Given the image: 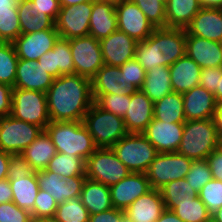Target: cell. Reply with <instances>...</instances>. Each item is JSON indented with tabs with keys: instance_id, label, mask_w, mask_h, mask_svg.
Instances as JSON below:
<instances>
[{
	"instance_id": "obj_67",
	"label": "cell",
	"mask_w": 222,
	"mask_h": 222,
	"mask_svg": "<svg viewBox=\"0 0 222 222\" xmlns=\"http://www.w3.org/2000/svg\"><path fill=\"white\" fill-rule=\"evenodd\" d=\"M120 222H131L126 216H124Z\"/></svg>"
},
{
	"instance_id": "obj_14",
	"label": "cell",
	"mask_w": 222,
	"mask_h": 222,
	"mask_svg": "<svg viewBox=\"0 0 222 222\" xmlns=\"http://www.w3.org/2000/svg\"><path fill=\"white\" fill-rule=\"evenodd\" d=\"M115 9L119 31L137 42L144 41L153 33L155 27L134 2L125 0Z\"/></svg>"
},
{
	"instance_id": "obj_28",
	"label": "cell",
	"mask_w": 222,
	"mask_h": 222,
	"mask_svg": "<svg viewBox=\"0 0 222 222\" xmlns=\"http://www.w3.org/2000/svg\"><path fill=\"white\" fill-rule=\"evenodd\" d=\"M17 11L21 34L39 32L45 29H56L55 22L45 11L31 6V0H18Z\"/></svg>"
},
{
	"instance_id": "obj_26",
	"label": "cell",
	"mask_w": 222,
	"mask_h": 222,
	"mask_svg": "<svg viewBox=\"0 0 222 222\" xmlns=\"http://www.w3.org/2000/svg\"><path fill=\"white\" fill-rule=\"evenodd\" d=\"M169 68L172 91L183 94L199 85L201 67L187 55L178 59Z\"/></svg>"
},
{
	"instance_id": "obj_40",
	"label": "cell",
	"mask_w": 222,
	"mask_h": 222,
	"mask_svg": "<svg viewBox=\"0 0 222 222\" xmlns=\"http://www.w3.org/2000/svg\"><path fill=\"white\" fill-rule=\"evenodd\" d=\"M20 35L17 5L12 9H0V41L13 42Z\"/></svg>"
},
{
	"instance_id": "obj_38",
	"label": "cell",
	"mask_w": 222,
	"mask_h": 222,
	"mask_svg": "<svg viewBox=\"0 0 222 222\" xmlns=\"http://www.w3.org/2000/svg\"><path fill=\"white\" fill-rule=\"evenodd\" d=\"M173 212L184 222H209L211 220V214L199 196L184 203H177Z\"/></svg>"
},
{
	"instance_id": "obj_53",
	"label": "cell",
	"mask_w": 222,
	"mask_h": 222,
	"mask_svg": "<svg viewBox=\"0 0 222 222\" xmlns=\"http://www.w3.org/2000/svg\"><path fill=\"white\" fill-rule=\"evenodd\" d=\"M207 161L212 173V179L222 181V149L218 147L211 152L207 157Z\"/></svg>"
},
{
	"instance_id": "obj_24",
	"label": "cell",
	"mask_w": 222,
	"mask_h": 222,
	"mask_svg": "<svg viewBox=\"0 0 222 222\" xmlns=\"http://www.w3.org/2000/svg\"><path fill=\"white\" fill-rule=\"evenodd\" d=\"M186 31L193 36L222 42V9L202 7Z\"/></svg>"
},
{
	"instance_id": "obj_15",
	"label": "cell",
	"mask_w": 222,
	"mask_h": 222,
	"mask_svg": "<svg viewBox=\"0 0 222 222\" xmlns=\"http://www.w3.org/2000/svg\"><path fill=\"white\" fill-rule=\"evenodd\" d=\"M59 33L56 29H45L39 32L21 34L12 43L19 59L37 61L46 52L52 50Z\"/></svg>"
},
{
	"instance_id": "obj_44",
	"label": "cell",
	"mask_w": 222,
	"mask_h": 222,
	"mask_svg": "<svg viewBox=\"0 0 222 222\" xmlns=\"http://www.w3.org/2000/svg\"><path fill=\"white\" fill-rule=\"evenodd\" d=\"M185 179L192 186L191 188L199 193L202 187L212 179L207 159L194 160Z\"/></svg>"
},
{
	"instance_id": "obj_55",
	"label": "cell",
	"mask_w": 222,
	"mask_h": 222,
	"mask_svg": "<svg viewBox=\"0 0 222 222\" xmlns=\"http://www.w3.org/2000/svg\"><path fill=\"white\" fill-rule=\"evenodd\" d=\"M12 91V87L0 83V116L11 114Z\"/></svg>"
},
{
	"instance_id": "obj_33",
	"label": "cell",
	"mask_w": 222,
	"mask_h": 222,
	"mask_svg": "<svg viewBox=\"0 0 222 222\" xmlns=\"http://www.w3.org/2000/svg\"><path fill=\"white\" fill-rule=\"evenodd\" d=\"M8 180L13 192L12 201L18 207L31 213L34 208L35 198L40 190L36 178V172L22 179L19 178Z\"/></svg>"
},
{
	"instance_id": "obj_35",
	"label": "cell",
	"mask_w": 222,
	"mask_h": 222,
	"mask_svg": "<svg viewBox=\"0 0 222 222\" xmlns=\"http://www.w3.org/2000/svg\"><path fill=\"white\" fill-rule=\"evenodd\" d=\"M191 187L185 178L171 181L163 186L159 191L165 209L173 211L177 207V203H184L198 196V192Z\"/></svg>"
},
{
	"instance_id": "obj_43",
	"label": "cell",
	"mask_w": 222,
	"mask_h": 222,
	"mask_svg": "<svg viewBox=\"0 0 222 222\" xmlns=\"http://www.w3.org/2000/svg\"><path fill=\"white\" fill-rule=\"evenodd\" d=\"M210 214L222 207V181L211 179L198 193Z\"/></svg>"
},
{
	"instance_id": "obj_25",
	"label": "cell",
	"mask_w": 222,
	"mask_h": 222,
	"mask_svg": "<svg viewBox=\"0 0 222 222\" xmlns=\"http://www.w3.org/2000/svg\"><path fill=\"white\" fill-rule=\"evenodd\" d=\"M119 67L103 65L91 78L93 99L97 95L118 94L128 95L132 89L128 87L121 76Z\"/></svg>"
},
{
	"instance_id": "obj_17",
	"label": "cell",
	"mask_w": 222,
	"mask_h": 222,
	"mask_svg": "<svg viewBox=\"0 0 222 222\" xmlns=\"http://www.w3.org/2000/svg\"><path fill=\"white\" fill-rule=\"evenodd\" d=\"M109 189L113 207L124 211L138 197L150 191L151 186L146 173L131 172Z\"/></svg>"
},
{
	"instance_id": "obj_5",
	"label": "cell",
	"mask_w": 222,
	"mask_h": 222,
	"mask_svg": "<svg viewBox=\"0 0 222 222\" xmlns=\"http://www.w3.org/2000/svg\"><path fill=\"white\" fill-rule=\"evenodd\" d=\"M83 123L97 148H111L128 134L123 117L105 111L95 103L85 114Z\"/></svg>"
},
{
	"instance_id": "obj_34",
	"label": "cell",
	"mask_w": 222,
	"mask_h": 222,
	"mask_svg": "<svg viewBox=\"0 0 222 222\" xmlns=\"http://www.w3.org/2000/svg\"><path fill=\"white\" fill-rule=\"evenodd\" d=\"M154 118L167 123L185 122L183 96L172 91L154 103Z\"/></svg>"
},
{
	"instance_id": "obj_29",
	"label": "cell",
	"mask_w": 222,
	"mask_h": 222,
	"mask_svg": "<svg viewBox=\"0 0 222 222\" xmlns=\"http://www.w3.org/2000/svg\"><path fill=\"white\" fill-rule=\"evenodd\" d=\"M80 200L91 214H97L113 208L108 186L89 180L84 181Z\"/></svg>"
},
{
	"instance_id": "obj_65",
	"label": "cell",
	"mask_w": 222,
	"mask_h": 222,
	"mask_svg": "<svg viewBox=\"0 0 222 222\" xmlns=\"http://www.w3.org/2000/svg\"><path fill=\"white\" fill-rule=\"evenodd\" d=\"M211 220L213 222H222V207L211 214Z\"/></svg>"
},
{
	"instance_id": "obj_39",
	"label": "cell",
	"mask_w": 222,
	"mask_h": 222,
	"mask_svg": "<svg viewBox=\"0 0 222 222\" xmlns=\"http://www.w3.org/2000/svg\"><path fill=\"white\" fill-rule=\"evenodd\" d=\"M55 217L60 222H88L89 212L80 197H75L58 204Z\"/></svg>"
},
{
	"instance_id": "obj_12",
	"label": "cell",
	"mask_w": 222,
	"mask_h": 222,
	"mask_svg": "<svg viewBox=\"0 0 222 222\" xmlns=\"http://www.w3.org/2000/svg\"><path fill=\"white\" fill-rule=\"evenodd\" d=\"M93 2L61 7L55 20L60 38L72 39L89 35Z\"/></svg>"
},
{
	"instance_id": "obj_27",
	"label": "cell",
	"mask_w": 222,
	"mask_h": 222,
	"mask_svg": "<svg viewBox=\"0 0 222 222\" xmlns=\"http://www.w3.org/2000/svg\"><path fill=\"white\" fill-rule=\"evenodd\" d=\"M117 30L118 22L115 6L98 0L93 1L89 35L100 41Z\"/></svg>"
},
{
	"instance_id": "obj_56",
	"label": "cell",
	"mask_w": 222,
	"mask_h": 222,
	"mask_svg": "<svg viewBox=\"0 0 222 222\" xmlns=\"http://www.w3.org/2000/svg\"><path fill=\"white\" fill-rule=\"evenodd\" d=\"M13 192L9 183V180H0V204L12 201Z\"/></svg>"
},
{
	"instance_id": "obj_3",
	"label": "cell",
	"mask_w": 222,
	"mask_h": 222,
	"mask_svg": "<svg viewBox=\"0 0 222 222\" xmlns=\"http://www.w3.org/2000/svg\"><path fill=\"white\" fill-rule=\"evenodd\" d=\"M44 130L57 152L68 153L86 161L97 149L83 121H51Z\"/></svg>"
},
{
	"instance_id": "obj_41",
	"label": "cell",
	"mask_w": 222,
	"mask_h": 222,
	"mask_svg": "<svg viewBox=\"0 0 222 222\" xmlns=\"http://www.w3.org/2000/svg\"><path fill=\"white\" fill-rule=\"evenodd\" d=\"M144 13L155 27H166V6L160 0H130Z\"/></svg>"
},
{
	"instance_id": "obj_63",
	"label": "cell",
	"mask_w": 222,
	"mask_h": 222,
	"mask_svg": "<svg viewBox=\"0 0 222 222\" xmlns=\"http://www.w3.org/2000/svg\"><path fill=\"white\" fill-rule=\"evenodd\" d=\"M32 222H60L55 216L32 218Z\"/></svg>"
},
{
	"instance_id": "obj_1",
	"label": "cell",
	"mask_w": 222,
	"mask_h": 222,
	"mask_svg": "<svg viewBox=\"0 0 222 222\" xmlns=\"http://www.w3.org/2000/svg\"><path fill=\"white\" fill-rule=\"evenodd\" d=\"M46 98L50 121H83L94 103L91 79L78 74L54 78Z\"/></svg>"
},
{
	"instance_id": "obj_50",
	"label": "cell",
	"mask_w": 222,
	"mask_h": 222,
	"mask_svg": "<svg viewBox=\"0 0 222 222\" xmlns=\"http://www.w3.org/2000/svg\"><path fill=\"white\" fill-rule=\"evenodd\" d=\"M220 78H222V67L201 68L199 85L214 95L218 91Z\"/></svg>"
},
{
	"instance_id": "obj_16",
	"label": "cell",
	"mask_w": 222,
	"mask_h": 222,
	"mask_svg": "<svg viewBox=\"0 0 222 222\" xmlns=\"http://www.w3.org/2000/svg\"><path fill=\"white\" fill-rule=\"evenodd\" d=\"M184 122L167 123L155 118L142 133L158 153L177 152L183 136Z\"/></svg>"
},
{
	"instance_id": "obj_11",
	"label": "cell",
	"mask_w": 222,
	"mask_h": 222,
	"mask_svg": "<svg viewBox=\"0 0 222 222\" xmlns=\"http://www.w3.org/2000/svg\"><path fill=\"white\" fill-rule=\"evenodd\" d=\"M74 74L92 78L104 65L101 45L93 36L69 39Z\"/></svg>"
},
{
	"instance_id": "obj_59",
	"label": "cell",
	"mask_w": 222,
	"mask_h": 222,
	"mask_svg": "<svg viewBox=\"0 0 222 222\" xmlns=\"http://www.w3.org/2000/svg\"><path fill=\"white\" fill-rule=\"evenodd\" d=\"M156 222H184L172 210L165 209Z\"/></svg>"
},
{
	"instance_id": "obj_62",
	"label": "cell",
	"mask_w": 222,
	"mask_h": 222,
	"mask_svg": "<svg viewBox=\"0 0 222 222\" xmlns=\"http://www.w3.org/2000/svg\"><path fill=\"white\" fill-rule=\"evenodd\" d=\"M18 3V0H0V9H12Z\"/></svg>"
},
{
	"instance_id": "obj_49",
	"label": "cell",
	"mask_w": 222,
	"mask_h": 222,
	"mask_svg": "<svg viewBox=\"0 0 222 222\" xmlns=\"http://www.w3.org/2000/svg\"><path fill=\"white\" fill-rule=\"evenodd\" d=\"M7 171V179H22L35 173L31 164L21 154H10Z\"/></svg>"
},
{
	"instance_id": "obj_64",
	"label": "cell",
	"mask_w": 222,
	"mask_h": 222,
	"mask_svg": "<svg viewBox=\"0 0 222 222\" xmlns=\"http://www.w3.org/2000/svg\"><path fill=\"white\" fill-rule=\"evenodd\" d=\"M217 103H222V78L218 82V91L214 94Z\"/></svg>"
},
{
	"instance_id": "obj_23",
	"label": "cell",
	"mask_w": 222,
	"mask_h": 222,
	"mask_svg": "<svg viewBox=\"0 0 222 222\" xmlns=\"http://www.w3.org/2000/svg\"><path fill=\"white\" fill-rule=\"evenodd\" d=\"M54 80L34 60L19 59L13 88L37 90L46 93Z\"/></svg>"
},
{
	"instance_id": "obj_4",
	"label": "cell",
	"mask_w": 222,
	"mask_h": 222,
	"mask_svg": "<svg viewBox=\"0 0 222 222\" xmlns=\"http://www.w3.org/2000/svg\"><path fill=\"white\" fill-rule=\"evenodd\" d=\"M220 138L212 118L185 121L178 153L189 159H207L219 147Z\"/></svg>"
},
{
	"instance_id": "obj_19",
	"label": "cell",
	"mask_w": 222,
	"mask_h": 222,
	"mask_svg": "<svg viewBox=\"0 0 222 222\" xmlns=\"http://www.w3.org/2000/svg\"><path fill=\"white\" fill-rule=\"evenodd\" d=\"M154 102L141 90H133L123 117L128 133H143L154 118Z\"/></svg>"
},
{
	"instance_id": "obj_7",
	"label": "cell",
	"mask_w": 222,
	"mask_h": 222,
	"mask_svg": "<svg viewBox=\"0 0 222 222\" xmlns=\"http://www.w3.org/2000/svg\"><path fill=\"white\" fill-rule=\"evenodd\" d=\"M10 115L39 126L44 130L51 122L48 114L46 93L37 90L13 88Z\"/></svg>"
},
{
	"instance_id": "obj_60",
	"label": "cell",
	"mask_w": 222,
	"mask_h": 222,
	"mask_svg": "<svg viewBox=\"0 0 222 222\" xmlns=\"http://www.w3.org/2000/svg\"><path fill=\"white\" fill-rule=\"evenodd\" d=\"M203 8H220L222 9V0H200Z\"/></svg>"
},
{
	"instance_id": "obj_13",
	"label": "cell",
	"mask_w": 222,
	"mask_h": 222,
	"mask_svg": "<svg viewBox=\"0 0 222 222\" xmlns=\"http://www.w3.org/2000/svg\"><path fill=\"white\" fill-rule=\"evenodd\" d=\"M39 188L48 192L58 204L80 197L86 176L62 178L59 174L46 169L35 171Z\"/></svg>"
},
{
	"instance_id": "obj_48",
	"label": "cell",
	"mask_w": 222,
	"mask_h": 222,
	"mask_svg": "<svg viewBox=\"0 0 222 222\" xmlns=\"http://www.w3.org/2000/svg\"><path fill=\"white\" fill-rule=\"evenodd\" d=\"M0 222H32L31 213L13 201L0 204Z\"/></svg>"
},
{
	"instance_id": "obj_36",
	"label": "cell",
	"mask_w": 222,
	"mask_h": 222,
	"mask_svg": "<svg viewBox=\"0 0 222 222\" xmlns=\"http://www.w3.org/2000/svg\"><path fill=\"white\" fill-rule=\"evenodd\" d=\"M85 164L86 161L83 158L69 155L68 153L57 152L49 161L46 170L57 173L62 178L86 176Z\"/></svg>"
},
{
	"instance_id": "obj_42",
	"label": "cell",
	"mask_w": 222,
	"mask_h": 222,
	"mask_svg": "<svg viewBox=\"0 0 222 222\" xmlns=\"http://www.w3.org/2000/svg\"><path fill=\"white\" fill-rule=\"evenodd\" d=\"M131 100V94H105L97 95L94 103L101 109L111 112L115 115L124 117L127 112L128 102Z\"/></svg>"
},
{
	"instance_id": "obj_45",
	"label": "cell",
	"mask_w": 222,
	"mask_h": 222,
	"mask_svg": "<svg viewBox=\"0 0 222 222\" xmlns=\"http://www.w3.org/2000/svg\"><path fill=\"white\" fill-rule=\"evenodd\" d=\"M54 54L59 76L74 74V62L68 39L59 37L54 45Z\"/></svg>"
},
{
	"instance_id": "obj_66",
	"label": "cell",
	"mask_w": 222,
	"mask_h": 222,
	"mask_svg": "<svg viewBox=\"0 0 222 222\" xmlns=\"http://www.w3.org/2000/svg\"><path fill=\"white\" fill-rule=\"evenodd\" d=\"M98 1L109 3V4H112L114 6H117V5L121 4L122 2H124L125 0H98Z\"/></svg>"
},
{
	"instance_id": "obj_69",
	"label": "cell",
	"mask_w": 222,
	"mask_h": 222,
	"mask_svg": "<svg viewBox=\"0 0 222 222\" xmlns=\"http://www.w3.org/2000/svg\"><path fill=\"white\" fill-rule=\"evenodd\" d=\"M160 1L166 4L169 0H160Z\"/></svg>"
},
{
	"instance_id": "obj_30",
	"label": "cell",
	"mask_w": 222,
	"mask_h": 222,
	"mask_svg": "<svg viewBox=\"0 0 222 222\" xmlns=\"http://www.w3.org/2000/svg\"><path fill=\"white\" fill-rule=\"evenodd\" d=\"M166 27L186 29L202 8L200 0H169L166 4Z\"/></svg>"
},
{
	"instance_id": "obj_68",
	"label": "cell",
	"mask_w": 222,
	"mask_h": 222,
	"mask_svg": "<svg viewBox=\"0 0 222 222\" xmlns=\"http://www.w3.org/2000/svg\"><path fill=\"white\" fill-rule=\"evenodd\" d=\"M219 147H220V149H222V138L220 139Z\"/></svg>"
},
{
	"instance_id": "obj_8",
	"label": "cell",
	"mask_w": 222,
	"mask_h": 222,
	"mask_svg": "<svg viewBox=\"0 0 222 222\" xmlns=\"http://www.w3.org/2000/svg\"><path fill=\"white\" fill-rule=\"evenodd\" d=\"M130 173L112 148H97L85 164L86 178L108 187L117 184Z\"/></svg>"
},
{
	"instance_id": "obj_61",
	"label": "cell",
	"mask_w": 222,
	"mask_h": 222,
	"mask_svg": "<svg viewBox=\"0 0 222 222\" xmlns=\"http://www.w3.org/2000/svg\"><path fill=\"white\" fill-rule=\"evenodd\" d=\"M95 0H59L60 6H71V5H78L83 2H93Z\"/></svg>"
},
{
	"instance_id": "obj_37",
	"label": "cell",
	"mask_w": 222,
	"mask_h": 222,
	"mask_svg": "<svg viewBox=\"0 0 222 222\" xmlns=\"http://www.w3.org/2000/svg\"><path fill=\"white\" fill-rule=\"evenodd\" d=\"M18 60L13 43L0 41V83L14 87Z\"/></svg>"
},
{
	"instance_id": "obj_2",
	"label": "cell",
	"mask_w": 222,
	"mask_h": 222,
	"mask_svg": "<svg viewBox=\"0 0 222 222\" xmlns=\"http://www.w3.org/2000/svg\"><path fill=\"white\" fill-rule=\"evenodd\" d=\"M186 29L159 27L144 41L137 42L135 59L149 71L159 66H171L186 55Z\"/></svg>"
},
{
	"instance_id": "obj_6",
	"label": "cell",
	"mask_w": 222,
	"mask_h": 222,
	"mask_svg": "<svg viewBox=\"0 0 222 222\" xmlns=\"http://www.w3.org/2000/svg\"><path fill=\"white\" fill-rule=\"evenodd\" d=\"M111 148L118 159L134 173H146L158 155L157 149L142 133H128Z\"/></svg>"
},
{
	"instance_id": "obj_58",
	"label": "cell",
	"mask_w": 222,
	"mask_h": 222,
	"mask_svg": "<svg viewBox=\"0 0 222 222\" xmlns=\"http://www.w3.org/2000/svg\"><path fill=\"white\" fill-rule=\"evenodd\" d=\"M213 121L216 126L219 138H222V103H218L213 115Z\"/></svg>"
},
{
	"instance_id": "obj_9",
	"label": "cell",
	"mask_w": 222,
	"mask_h": 222,
	"mask_svg": "<svg viewBox=\"0 0 222 222\" xmlns=\"http://www.w3.org/2000/svg\"><path fill=\"white\" fill-rule=\"evenodd\" d=\"M192 162L178 152L158 153L146 171L151 189L160 190L171 181L185 178Z\"/></svg>"
},
{
	"instance_id": "obj_57",
	"label": "cell",
	"mask_w": 222,
	"mask_h": 222,
	"mask_svg": "<svg viewBox=\"0 0 222 222\" xmlns=\"http://www.w3.org/2000/svg\"><path fill=\"white\" fill-rule=\"evenodd\" d=\"M10 162V153L0 150V180L7 178V169Z\"/></svg>"
},
{
	"instance_id": "obj_20",
	"label": "cell",
	"mask_w": 222,
	"mask_h": 222,
	"mask_svg": "<svg viewBox=\"0 0 222 222\" xmlns=\"http://www.w3.org/2000/svg\"><path fill=\"white\" fill-rule=\"evenodd\" d=\"M186 55L201 68L222 67L221 42L186 35Z\"/></svg>"
},
{
	"instance_id": "obj_32",
	"label": "cell",
	"mask_w": 222,
	"mask_h": 222,
	"mask_svg": "<svg viewBox=\"0 0 222 222\" xmlns=\"http://www.w3.org/2000/svg\"><path fill=\"white\" fill-rule=\"evenodd\" d=\"M141 90L155 103L172 92L169 66H157L146 72Z\"/></svg>"
},
{
	"instance_id": "obj_10",
	"label": "cell",
	"mask_w": 222,
	"mask_h": 222,
	"mask_svg": "<svg viewBox=\"0 0 222 222\" xmlns=\"http://www.w3.org/2000/svg\"><path fill=\"white\" fill-rule=\"evenodd\" d=\"M43 129L15 117L0 116V150L21 154Z\"/></svg>"
},
{
	"instance_id": "obj_18",
	"label": "cell",
	"mask_w": 222,
	"mask_h": 222,
	"mask_svg": "<svg viewBox=\"0 0 222 222\" xmlns=\"http://www.w3.org/2000/svg\"><path fill=\"white\" fill-rule=\"evenodd\" d=\"M99 42L105 65L120 67L135 58L137 41L124 32L117 30Z\"/></svg>"
},
{
	"instance_id": "obj_51",
	"label": "cell",
	"mask_w": 222,
	"mask_h": 222,
	"mask_svg": "<svg viewBox=\"0 0 222 222\" xmlns=\"http://www.w3.org/2000/svg\"><path fill=\"white\" fill-rule=\"evenodd\" d=\"M31 6L45 11V15L49 16L54 22L61 8L59 0H31Z\"/></svg>"
},
{
	"instance_id": "obj_46",
	"label": "cell",
	"mask_w": 222,
	"mask_h": 222,
	"mask_svg": "<svg viewBox=\"0 0 222 222\" xmlns=\"http://www.w3.org/2000/svg\"><path fill=\"white\" fill-rule=\"evenodd\" d=\"M119 68L122 73L121 76L129 88L132 90L141 89L145 80L146 71L135 58L128 60Z\"/></svg>"
},
{
	"instance_id": "obj_52",
	"label": "cell",
	"mask_w": 222,
	"mask_h": 222,
	"mask_svg": "<svg viewBox=\"0 0 222 222\" xmlns=\"http://www.w3.org/2000/svg\"><path fill=\"white\" fill-rule=\"evenodd\" d=\"M124 216L123 210L113 207L107 211L89 215L88 222H120Z\"/></svg>"
},
{
	"instance_id": "obj_31",
	"label": "cell",
	"mask_w": 222,
	"mask_h": 222,
	"mask_svg": "<svg viewBox=\"0 0 222 222\" xmlns=\"http://www.w3.org/2000/svg\"><path fill=\"white\" fill-rule=\"evenodd\" d=\"M57 153L49 135L43 130L39 136L21 153L35 171L46 169L49 161Z\"/></svg>"
},
{
	"instance_id": "obj_21",
	"label": "cell",
	"mask_w": 222,
	"mask_h": 222,
	"mask_svg": "<svg viewBox=\"0 0 222 222\" xmlns=\"http://www.w3.org/2000/svg\"><path fill=\"white\" fill-rule=\"evenodd\" d=\"M186 121L213 118L217 107L215 96L198 85L182 94Z\"/></svg>"
},
{
	"instance_id": "obj_22",
	"label": "cell",
	"mask_w": 222,
	"mask_h": 222,
	"mask_svg": "<svg viewBox=\"0 0 222 222\" xmlns=\"http://www.w3.org/2000/svg\"><path fill=\"white\" fill-rule=\"evenodd\" d=\"M165 210L164 201L158 189H151L138 197L125 210L131 222H156Z\"/></svg>"
},
{
	"instance_id": "obj_54",
	"label": "cell",
	"mask_w": 222,
	"mask_h": 222,
	"mask_svg": "<svg viewBox=\"0 0 222 222\" xmlns=\"http://www.w3.org/2000/svg\"><path fill=\"white\" fill-rule=\"evenodd\" d=\"M37 62L38 66L48 72L52 77H59V69L56 67L54 48L42 55Z\"/></svg>"
},
{
	"instance_id": "obj_47",
	"label": "cell",
	"mask_w": 222,
	"mask_h": 222,
	"mask_svg": "<svg viewBox=\"0 0 222 222\" xmlns=\"http://www.w3.org/2000/svg\"><path fill=\"white\" fill-rule=\"evenodd\" d=\"M57 207L58 203L52 195L40 189L37 197L35 198L31 216L32 218L55 216Z\"/></svg>"
}]
</instances>
